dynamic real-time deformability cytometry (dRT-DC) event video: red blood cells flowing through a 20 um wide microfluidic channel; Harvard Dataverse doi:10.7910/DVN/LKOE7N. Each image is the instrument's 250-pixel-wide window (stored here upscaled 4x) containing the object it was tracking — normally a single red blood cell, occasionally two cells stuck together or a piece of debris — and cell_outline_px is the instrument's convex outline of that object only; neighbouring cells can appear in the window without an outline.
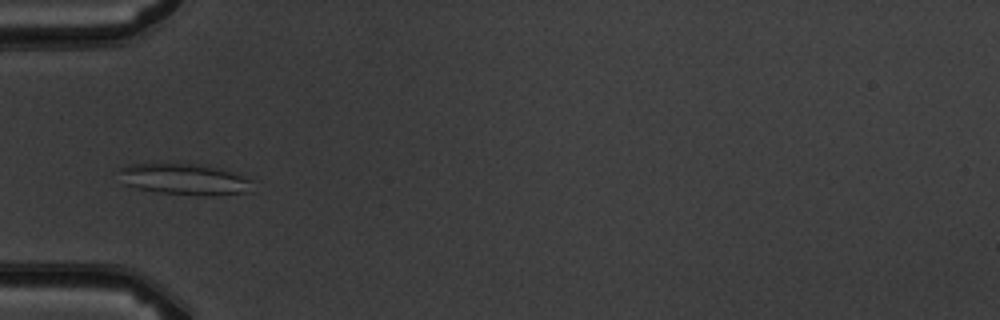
{"species": "common noctule bat (a hibernating species)", "species_latin": "Nyctalus noctula", "temperature_condition": "warm", "stored_images_in_passage": 7, "camera_frame_rate_fps": 3000, "um_per_image_px": 0.085, "animal": {"sex": "male", "body_mass_g": 19.5, "forearm_length_mm": 54.6}, "frame": {"image": 1, "passage_image": 4, "time_ms": 4.333, "image_size_px": [1000, 320], "cell_outline_px": [[256, 180], [252, 192], [216, 196], [204, 196], [160, 192], [136, 188], [124, 184], [120, 172], [120, 168], [128, 164], [200, 164], [240, 172]], "centroid_in_image_um": [15.87, 15.25], "position_along_channel_um": 69.1, "area_um2": 24.91}}